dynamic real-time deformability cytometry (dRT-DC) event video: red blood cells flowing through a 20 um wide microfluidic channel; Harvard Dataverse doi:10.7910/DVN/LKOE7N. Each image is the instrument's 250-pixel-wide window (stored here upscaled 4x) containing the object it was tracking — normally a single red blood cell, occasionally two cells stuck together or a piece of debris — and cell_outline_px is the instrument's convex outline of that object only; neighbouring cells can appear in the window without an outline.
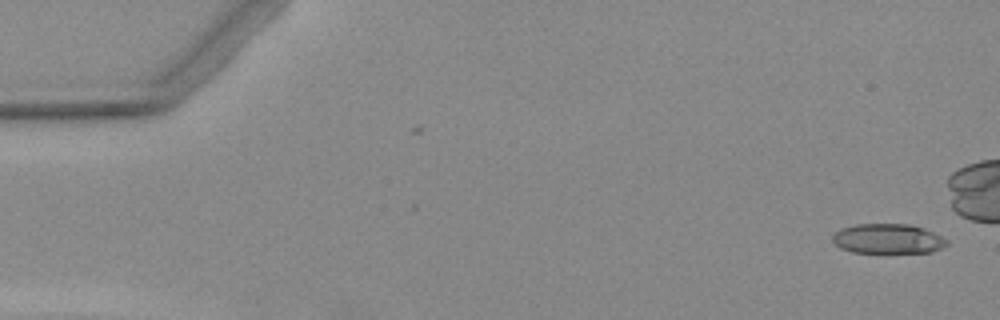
{"species": "Egyptian fruit bat (a non-hibernating species)", "species_latin": "Rousettus aegyptiacus", "temperature_condition": "warm", "stored_images_in_passage": 2, "camera_frame_rate_fps": 3000, "um_per_image_px": 0.085, "animal": {"sex": "female"}, "frame": {"image": 1, "passage_image": 2, "time_ms": 1.0, "image_size_px": [1000, 320], "cell_outline_px": [[948, 244], [932, 252], [852, 252], [840, 248], [832, 240], [832, 236], [836, 232], [844, 228], [856, 224], [908, 224], [924, 228], [948, 240]], "centroid_in_image_um": [75.47, 20.29], "position_along_channel_um": 9.5, "area_um2": 19.59}}